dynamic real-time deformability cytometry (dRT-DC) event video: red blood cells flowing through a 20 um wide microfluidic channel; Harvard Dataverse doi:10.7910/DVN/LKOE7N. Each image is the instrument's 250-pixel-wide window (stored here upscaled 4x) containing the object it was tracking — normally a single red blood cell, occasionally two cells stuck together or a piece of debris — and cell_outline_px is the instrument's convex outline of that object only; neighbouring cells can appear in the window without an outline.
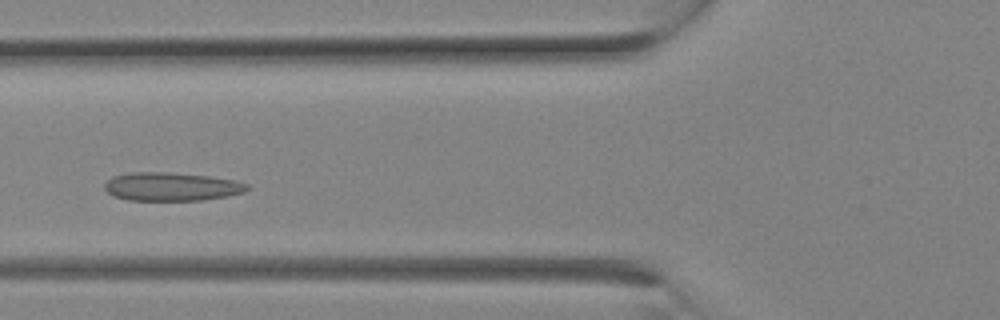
{"species": "Egyptian fruit bat (a non-hibernating species)", "species_latin": "Rousettus aegyptiacus", "temperature_condition": "room temperature", "stored_images_in_passage": 7, "camera_frame_rate_fps": 3000, "um_per_image_px": 0.085, "animal": {"sex": "female"}, "frame": {"image": 1, "passage_image": 6, "time_ms": 1.667, "image_size_px": [1000, 320], "cell_outline_px": [[248, 188], [244, 192], [228, 196], [200, 200], [128, 200], [112, 196], [104, 188], [104, 184], [112, 176], [132, 172], [164, 172], [208, 176], [232, 180], [248, 184]], "centroid_in_image_um": [14.53, 15.86], "position_along_channel_um": 111.3, "area_um2": 23.47}}